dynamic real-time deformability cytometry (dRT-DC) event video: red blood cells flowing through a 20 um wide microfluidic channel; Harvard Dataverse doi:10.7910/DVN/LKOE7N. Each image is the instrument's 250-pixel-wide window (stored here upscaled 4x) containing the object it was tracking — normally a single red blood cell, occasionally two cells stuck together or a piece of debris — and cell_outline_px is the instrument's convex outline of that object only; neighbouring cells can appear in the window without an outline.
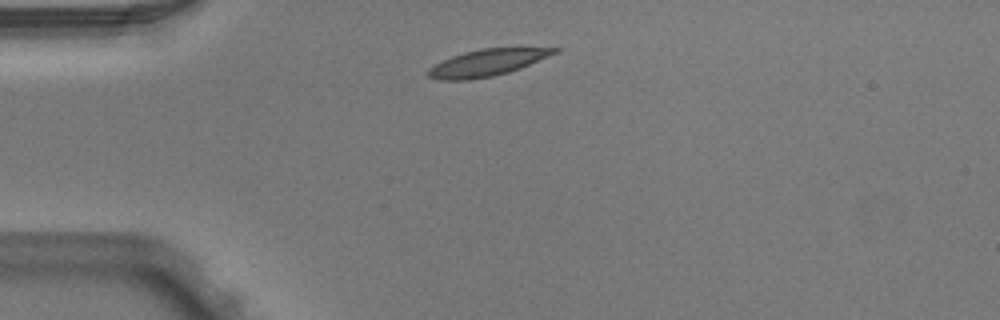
{"species": "Egyptian fruit bat (a non-hibernating species)", "species_latin": "Rousettus aegyptiacus", "temperature_condition": "warm", "stored_images_in_passage": 4, "camera_frame_rate_fps": 3000, "um_per_image_px": 0.085, "animal": {"sex": "male"}, "frame": {"image": 1, "passage_image": 1, "time_ms": 0.0, "image_size_px": [1000, 320], "cell_outline_px": [[560, 52], [520, 68], [508, 72], [492, 76], [468, 80], [440, 80], [428, 76], [424, 72], [428, 68], [452, 56], [464, 52], [480, 48], [560, 48]], "centroid_in_image_um": [41.39, 5.33], "position_along_channel_um": 43.6, "area_um2": 19.59}}
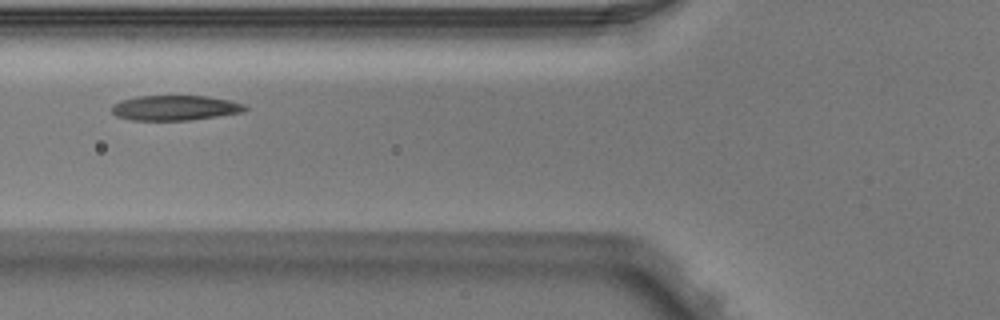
{"frame": {"image": 2, "passage_image": 3, "time_ms": 0.667, "image_size_px": [1000, 320], "cell_outline_px": [[248, 108], [244, 112], [188, 120], [132, 120], [116, 116], [112, 112], [112, 104], [120, 100], [136, 96], [208, 96], [228, 100], [244, 104]], "centroid_in_image_um": [14.85, 9.16], "position_along_channel_um": 111.0, "area_um2": 19.42}}
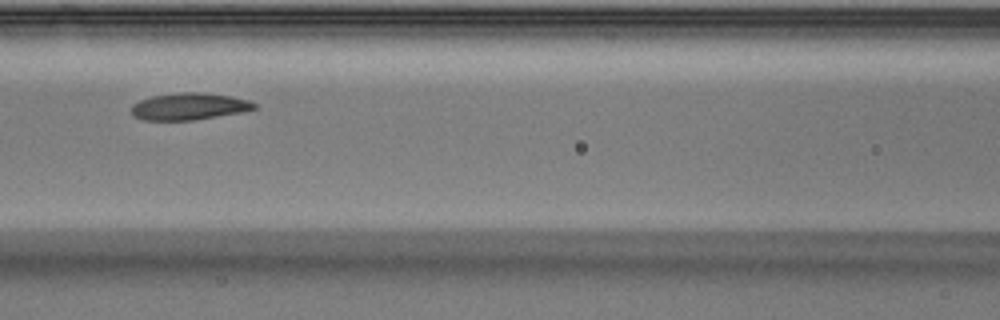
{"frame": {"image": 3, "passage_image": 4, "time_ms": 1.0, "image_size_px": [1000, 320], "cell_outline_px": [[256, 108], [244, 112], [192, 120], [144, 120], [132, 116], [132, 104], [140, 100], [152, 96], [180, 92], [200, 92], [232, 96], [248, 100], [256, 104]], "centroid_in_image_um": [16.07, 9.04], "position_along_channel_um": 150.5, "area_um2": 19.31}}